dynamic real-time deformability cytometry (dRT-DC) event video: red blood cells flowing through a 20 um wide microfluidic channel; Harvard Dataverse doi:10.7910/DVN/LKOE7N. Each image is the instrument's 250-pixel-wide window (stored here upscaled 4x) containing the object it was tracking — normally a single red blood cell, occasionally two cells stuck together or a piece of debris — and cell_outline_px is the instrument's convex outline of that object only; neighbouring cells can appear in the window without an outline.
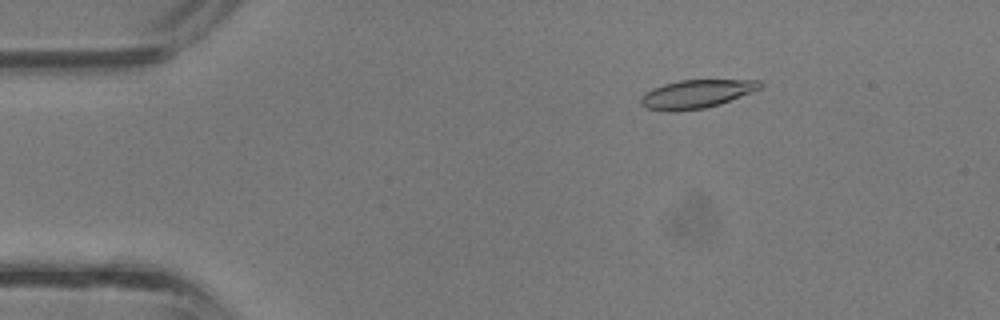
{"species": "common noctule bat (a hibernating species)", "species_latin": "Nyctalus noctula", "temperature_condition": "room temperature", "stored_images_in_passage": 38, "camera_frame_rate_fps": 3000, "um_per_image_px": 0.085, "animal": {"sex": "male", "body_mass_g": 13.3}, "frame": {"image": 1, "passage_image": 6, "time_ms": 1.667, "image_size_px": [1000, 320], "cell_outline_px": [[764, 84], [760, 88], [752, 92], [720, 104], [704, 108], [672, 112], [668, 112], [644, 108], [640, 104], [640, 96], [644, 92], [652, 88], [664, 84], [680, 80], [760, 80]], "centroid_in_image_um": [59.14, 8.0], "position_along_channel_um": 25.9, "area_um2": 19.94}}
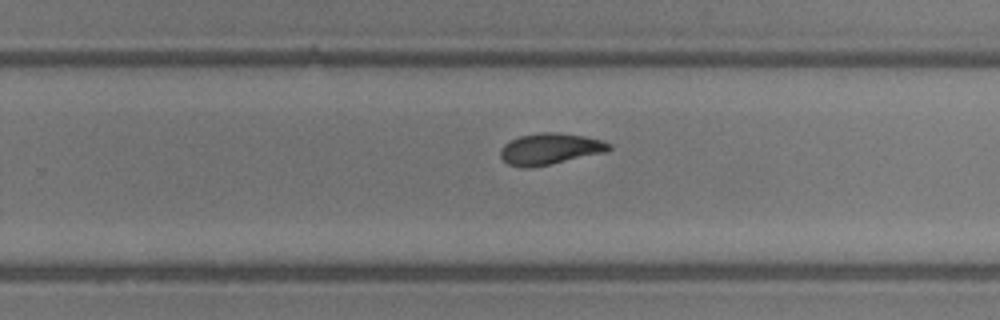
{"frame": {"image": 2, "passage_image": 24, "time_ms": 7.667, "image_size_px": [1000, 320], "cell_outline_px": [[612, 148], [608, 152], [552, 164], [532, 168], [520, 168], [508, 164], [500, 156], [500, 148], [504, 144], [520, 136], [540, 132], [560, 132], [584, 136], [604, 140], [612, 144]], "centroid_in_image_um": [46.79, 12.66], "position_along_channel_um": 283.0, "area_um2": 20.23}}
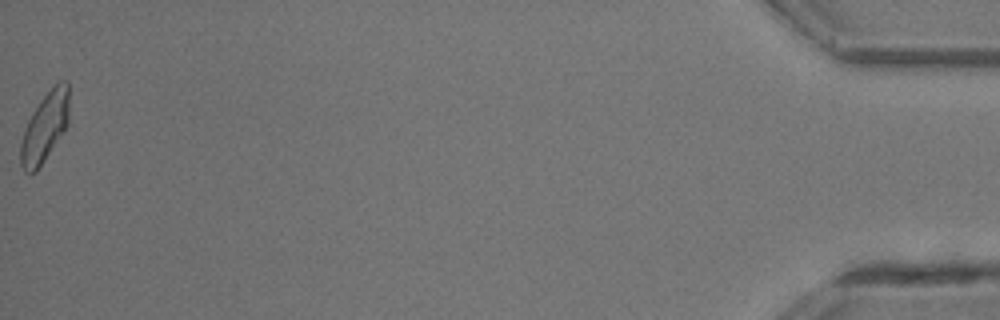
{"frame": {"image": 3, "passage_image": 38, "time_ms": 12.333, "image_size_px": [1000, 320], "cell_outline_px": [[68, 124], [36, 172], [28, 176], [24, 172], [20, 164], [20, 144], [28, 120], [32, 112], [44, 96], [60, 80], [68, 80]], "centroid_in_image_um": [3.79, 10.85], "position_along_channel_um": 431.4, "area_um2": 19.36}}